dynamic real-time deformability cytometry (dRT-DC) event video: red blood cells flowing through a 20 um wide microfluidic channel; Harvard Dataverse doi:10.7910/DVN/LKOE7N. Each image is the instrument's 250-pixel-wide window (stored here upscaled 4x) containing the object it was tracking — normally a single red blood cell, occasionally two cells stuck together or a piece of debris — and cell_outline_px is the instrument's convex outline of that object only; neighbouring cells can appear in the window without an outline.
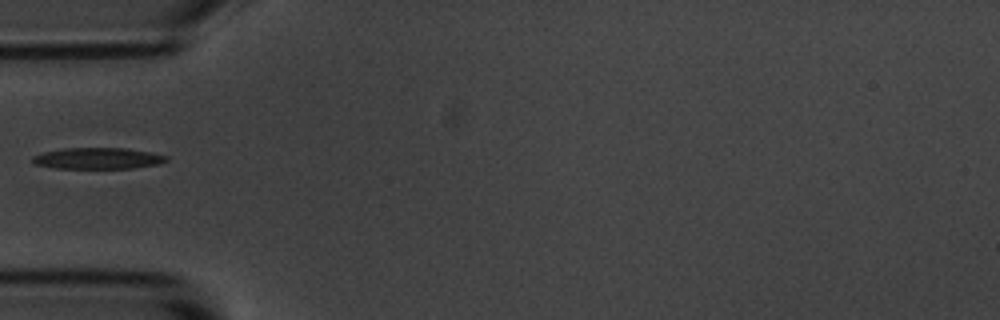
{"species": "common noctule bat (a hibernating species)", "species_latin": "Nyctalus noctula", "temperature_condition": "room temperature", "stored_images_in_passage": 6, "camera_frame_rate_fps": 3000, "um_per_image_px": 0.085, "animal": {"sex": "male", "body_mass_g": 20.1, "forearm_length_mm": 53.5}, "frame": {"image": 1, "passage_image": 5, "time_ms": 4.667, "image_size_px": [1000, 320], "cell_outline_px": [[168, 160], [156, 164], [132, 168], [56, 168], [36, 164], [32, 160], [32, 156], [44, 152], [64, 148], [124, 148], [148, 152], [168, 156]], "centroid_in_image_um": [8.29, 13.45], "position_along_channel_um": 76.7, "area_um2": 16.3}}